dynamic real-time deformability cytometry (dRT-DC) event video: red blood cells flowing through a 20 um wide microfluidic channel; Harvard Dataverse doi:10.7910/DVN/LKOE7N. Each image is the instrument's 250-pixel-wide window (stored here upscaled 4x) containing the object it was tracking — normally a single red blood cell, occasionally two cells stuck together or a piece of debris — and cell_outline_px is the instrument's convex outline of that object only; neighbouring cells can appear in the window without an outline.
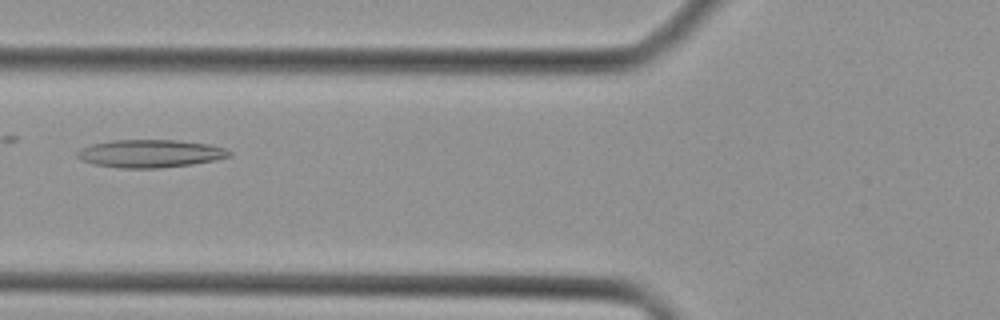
{"species": "Egyptian fruit bat (a non-hibernating species)", "species_latin": "Rousettus aegyptiacus", "temperature_condition": "cold", "stored_images_in_passage": 31, "camera_frame_rate_fps": 3000, "um_per_image_px": 0.085, "animal": {"sex": "female"}, "frame": {"image": 1, "passage_image": 4, "time_ms": 1.0, "image_size_px": [1000, 320], "cell_outline_px": [[232, 156], [216, 160], [192, 164], [160, 168], [120, 168], [92, 164], [76, 156], [76, 152], [80, 148], [92, 144], [112, 140], [176, 140], [208, 144], [224, 148], [232, 152]], "centroid_in_image_um": [12.77, 13.05], "position_along_channel_um": 113.0, "area_um2": 24.74}}
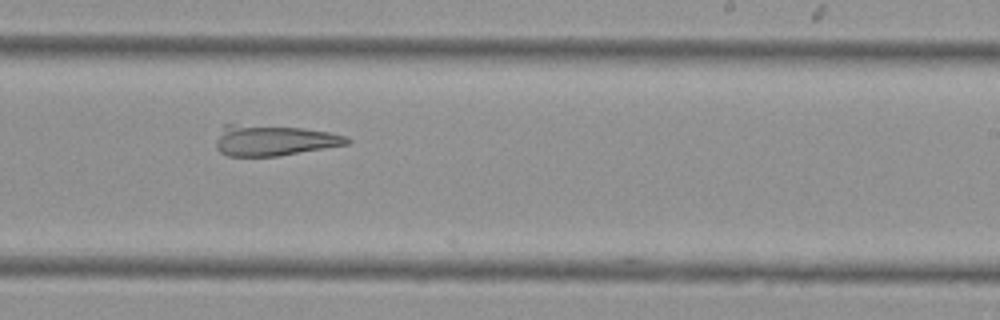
{"frame": {"image": 2, "passage_image": 14, "time_ms": 4.333, "image_size_px": [1000, 320], "cell_outline_px": [[352, 140], [348, 144], [276, 156], [228, 156], [220, 152], [216, 148], [216, 140], [224, 124], [232, 124], [304, 128], [328, 132], [348, 136]], "centroid_in_image_um": [23.27, 11.93], "position_along_channel_um": 265.7, "area_um2": 23.24}}
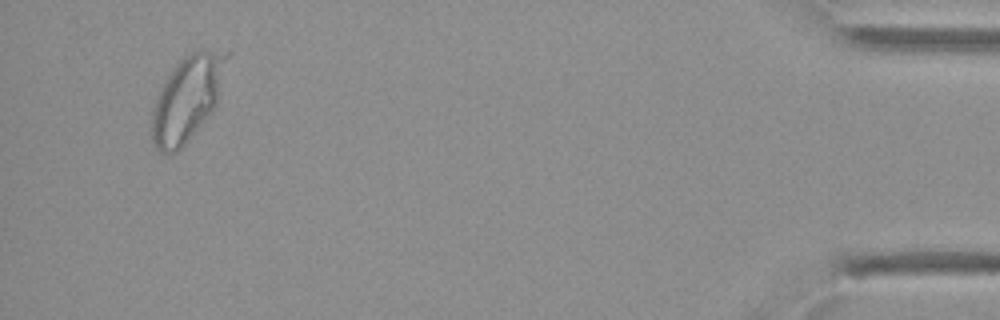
{"frame": {"image": 3, "passage_image": 29, "time_ms": 9.333, "image_size_px": [1000, 320], "cell_outline_px": [[232, 52], [216, 104], [212, 112], [184, 144], [176, 152], [160, 152], [156, 148], [152, 140], [152, 108], [160, 88], [176, 64], [184, 56], [200, 48], [232, 48]], "centroid_in_image_um": [15.99, 8.25], "position_along_channel_um": 419.2, "area_um2": 37.63}}